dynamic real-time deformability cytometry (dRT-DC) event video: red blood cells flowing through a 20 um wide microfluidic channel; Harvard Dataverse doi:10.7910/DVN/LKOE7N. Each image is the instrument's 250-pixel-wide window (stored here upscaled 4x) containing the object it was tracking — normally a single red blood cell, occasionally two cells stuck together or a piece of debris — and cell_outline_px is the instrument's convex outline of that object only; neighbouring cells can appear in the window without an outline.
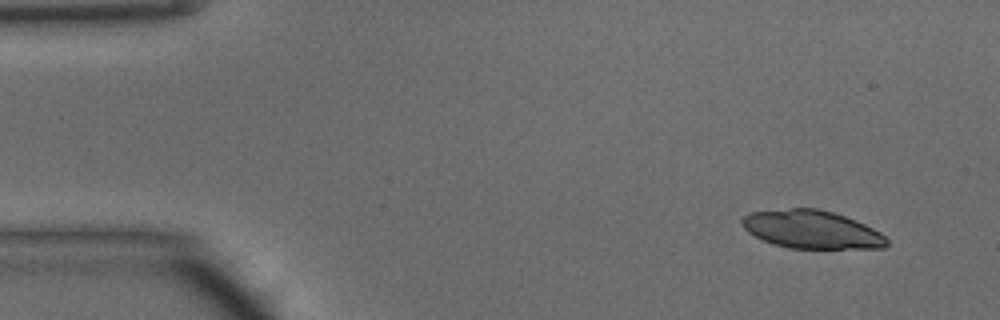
{"species": "common noctule bat (a hibernating species)", "species_latin": "Nyctalus noctula", "temperature_condition": "warm", "stored_images_in_passage": 26, "camera_frame_rate_fps": 3000, "um_per_image_px": 0.085, "animal": {"sex": "male", "body_mass_g": 15.6}, "frame": {"image": 1, "passage_image": 1, "time_ms": 0.0, "image_size_px": [1000, 320], "cell_outline_px": [[888, 244], [884, 248], [788, 248], [764, 240], [748, 232], [744, 228], [740, 220], [748, 212], [792, 208], [816, 208], [832, 212], [856, 220], [880, 232], [888, 240]], "centroid_in_image_um": [68.99, 19.5], "position_along_channel_um": 16.0, "area_um2": 31.96}}